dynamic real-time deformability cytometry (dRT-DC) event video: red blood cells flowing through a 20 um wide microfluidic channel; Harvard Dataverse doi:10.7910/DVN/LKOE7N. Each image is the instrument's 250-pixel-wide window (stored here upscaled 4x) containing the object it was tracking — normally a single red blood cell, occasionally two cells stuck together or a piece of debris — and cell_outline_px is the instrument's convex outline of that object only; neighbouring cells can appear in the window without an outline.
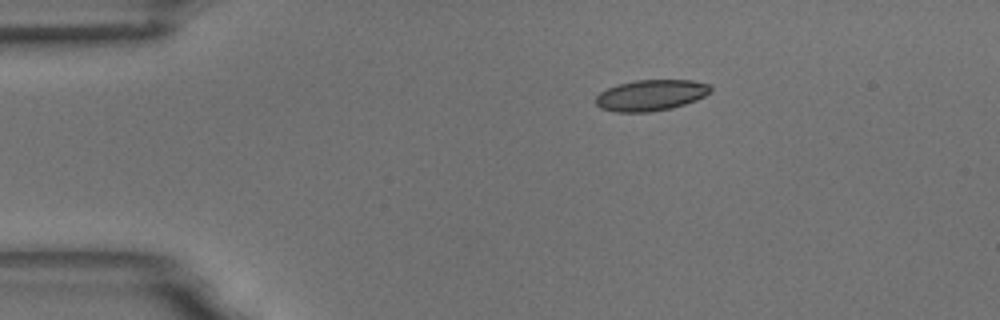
{"species": "common noctule bat (a hibernating species)", "species_latin": "Nyctalus noctula", "temperature_condition": "room temperature", "stored_images_in_passage": 46, "camera_frame_rate_fps": 3000, "um_per_image_px": 0.085, "animal": {"sex": "male", "body_mass_g": 18.8}, "frame": {"image": 1, "passage_image": 1, "time_ms": 0.0, "image_size_px": [1000, 320], "cell_outline_px": [[712, 92], [696, 100], [672, 108], [648, 112], [616, 112], [600, 108], [596, 104], [596, 96], [600, 92], [608, 88], [620, 84], [636, 80], [692, 80], [708, 84], [712, 88]], "centroid_in_image_um": [55.34, 8.1], "position_along_channel_um": 29.7, "area_um2": 20.69}}
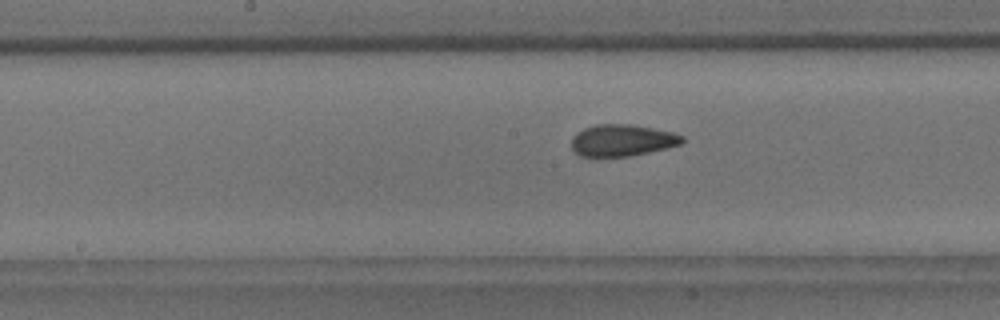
{"frame": {"image": 2, "passage_image": 19, "time_ms": 6.0, "image_size_px": [1000, 320], "cell_outline_px": [[684, 140], [680, 144], [668, 148], [628, 156], [580, 156], [572, 148], [572, 136], [576, 132], [584, 128], [596, 124], [632, 124], [672, 132], [684, 136]], "centroid_in_image_um": [52.88, 11.91], "position_along_channel_um": 195.3, "area_um2": 20.4}}
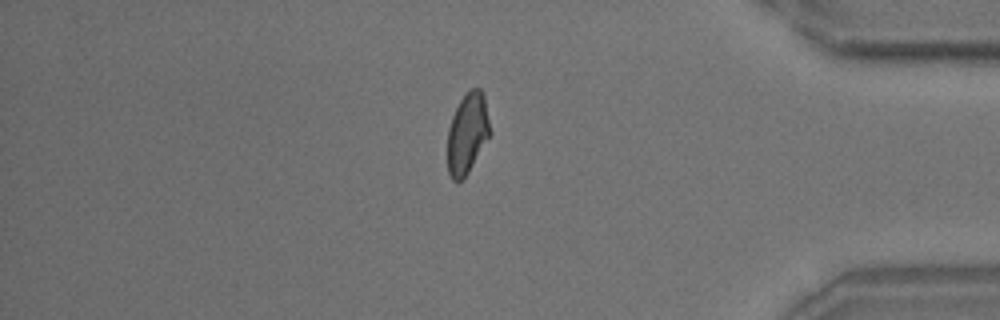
{"frame": {"image": 3, "passage_image": 38, "time_ms": 12.333, "image_size_px": [1000, 320], "cell_outline_px": [[492, 132], [464, 180], [452, 180], [448, 172], [448, 128], [452, 116], [460, 100], [468, 88], [480, 88], [484, 92]], "centroid_in_image_um": [39.75, 11.3], "position_along_channel_um": 395.4, "area_um2": 20.35}, "authors_computed_cell_mechanics": {"area_um2": 20.4612, "velocity_mm_per_s": 3.6297, "shape_relaxation_time_tau1_ms": 6.7881, "shape_relaxation_time_tau2_ms": 1.696, "deformation_change_tau1": 0.1497, "deformation_change_tau2": 0.0691}}